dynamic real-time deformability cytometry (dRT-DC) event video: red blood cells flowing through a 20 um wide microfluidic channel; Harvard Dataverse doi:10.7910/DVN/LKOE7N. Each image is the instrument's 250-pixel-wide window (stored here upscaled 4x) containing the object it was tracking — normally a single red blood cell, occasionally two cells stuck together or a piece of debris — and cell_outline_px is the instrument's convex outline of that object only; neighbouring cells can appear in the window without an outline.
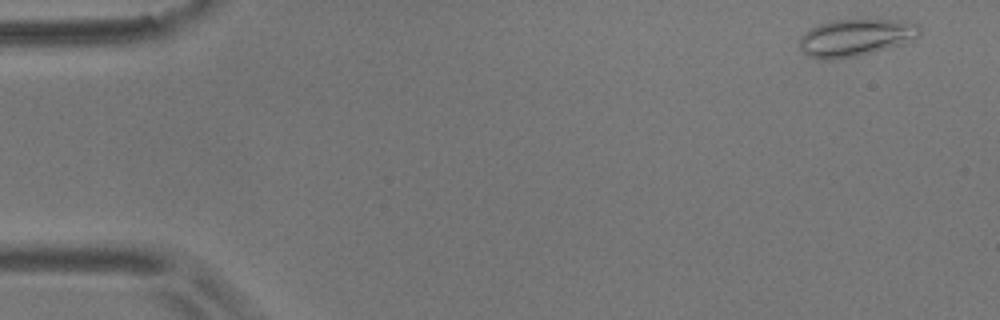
{"species": "common noctule bat (a hibernating species)", "species_latin": "Nyctalus noctula", "temperature_condition": "room temperature", "stored_images_in_passage": 5, "camera_frame_rate_fps": 3000, "um_per_image_px": 0.085, "animal": {"sex": "male", "body_mass_g": 17.9}, "frame": {"image": 1, "passage_image": 1, "time_ms": 0.0, "image_size_px": [1000, 320], "cell_outline_px": [[920, 32], [916, 40], [872, 52], [852, 56], [808, 56], [800, 48], [800, 36], [804, 32], [820, 24], [832, 20], [896, 20], [920, 24]], "centroid_in_image_um": [72.81, 3.14], "position_along_channel_um": 12.2, "area_um2": 25.09}}